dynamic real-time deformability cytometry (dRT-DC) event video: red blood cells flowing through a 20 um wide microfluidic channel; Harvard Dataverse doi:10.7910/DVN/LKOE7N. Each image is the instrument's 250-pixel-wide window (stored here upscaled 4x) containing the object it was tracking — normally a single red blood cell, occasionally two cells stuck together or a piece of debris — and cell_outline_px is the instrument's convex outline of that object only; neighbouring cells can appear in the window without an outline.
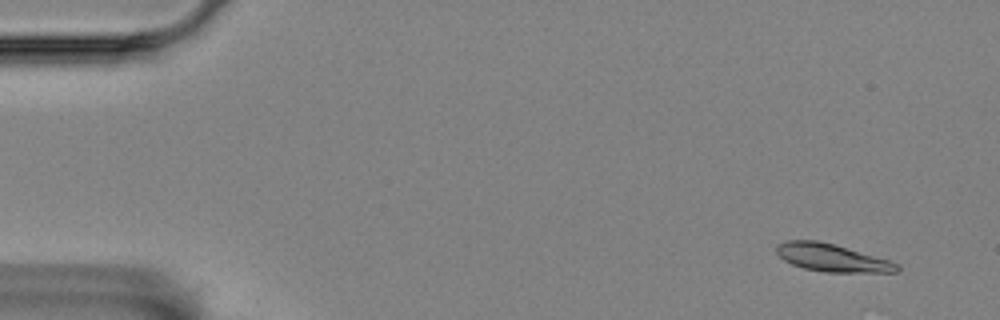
{"species": "Egyptian fruit bat (a non-hibernating species)", "species_latin": "Rousettus aegyptiacus", "temperature_condition": "room temperature", "stored_images_in_passage": 57, "camera_frame_rate_fps": 3000, "um_per_image_px": 0.085, "animal": {"sex": "female"}, "frame": {"image": 1, "passage_image": 4, "time_ms": 1.0, "image_size_px": [1000, 320], "cell_outline_px": [[900, 268], [896, 272], [824, 272], [804, 268], [792, 264], [784, 260], [776, 252], [776, 244], [788, 240], [816, 240], [836, 244], [888, 260], [900, 264]], "centroid_in_image_um": [70.7, 21.9], "position_along_channel_um": 14.3, "area_um2": 19.42}}
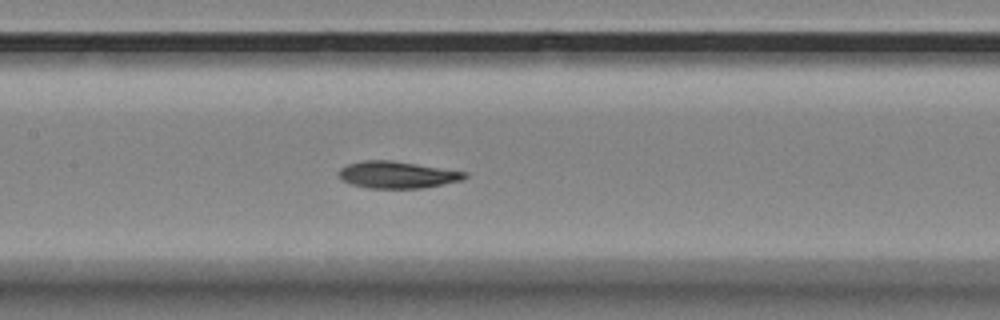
{"frame": {"image": 2, "passage_image": 27, "time_ms": 8.667, "image_size_px": [1000, 320], "cell_outline_px": [[468, 176], [464, 180], [420, 188], [368, 188], [352, 184], [344, 180], [340, 176], [340, 168], [348, 164], [364, 160], [392, 160], [468, 172]], "centroid_in_image_um": [33.81, 14.85], "position_along_channel_um": 173.6, "area_um2": 19.59}}
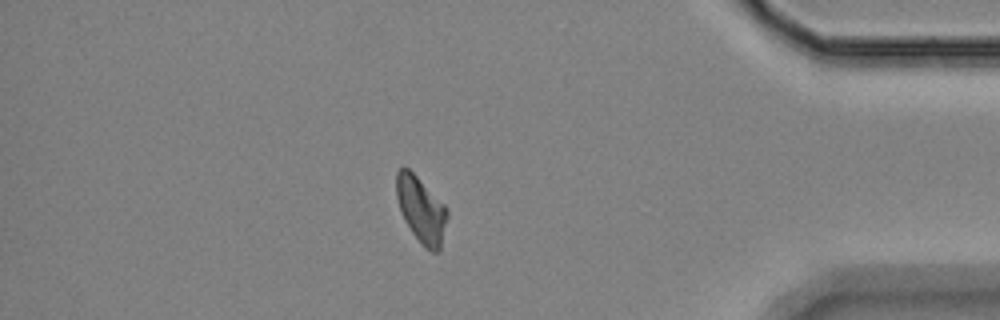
{"frame": {"image": 3, "passage_image": 49, "time_ms": 16.0, "image_size_px": [1000, 320], "cell_outline_px": [[448, 216], [440, 252], [432, 252], [424, 248], [412, 232], [400, 212], [396, 196], [396, 172], [404, 164], [448, 208]], "centroid_in_image_um": [35.8, 17.84], "position_along_channel_um": 399.4, "area_um2": 19.65}}